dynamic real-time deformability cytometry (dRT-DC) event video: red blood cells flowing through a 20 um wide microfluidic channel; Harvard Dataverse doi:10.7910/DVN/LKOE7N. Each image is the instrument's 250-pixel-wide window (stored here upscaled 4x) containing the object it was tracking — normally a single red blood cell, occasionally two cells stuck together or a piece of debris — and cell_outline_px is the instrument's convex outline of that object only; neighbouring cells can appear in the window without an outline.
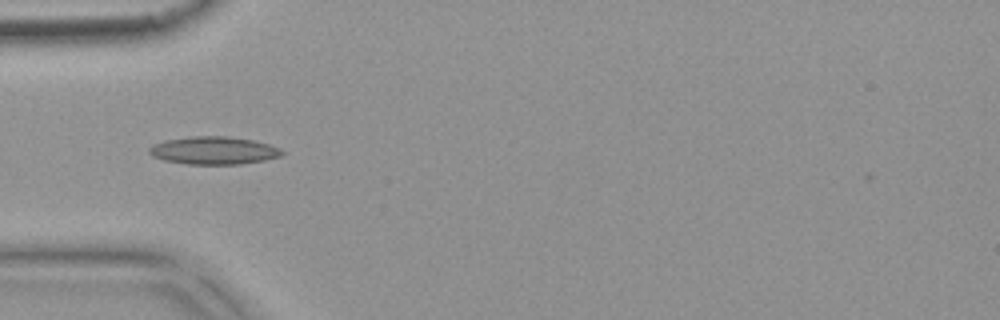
{"species": "common noctule bat (a hibernating species)", "species_latin": "Nyctalus noctula", "temperature_condition": "warm", "stored_images_in_passage": 38, "camera_frame_rate_fps": 3000, "um_per_image_px": 0.085, "animal": {"sex": "female", "body_mass_g": 18.4}, "frame": {"image": 1, "passage_image": 1, "time_ms": 0.0, "image_size_px": [1000, 320], "cell_outline_px": [[284, 152], [280, 156], [264, 160], [240, 164], [188, 164], [164, 160], [152, 156], [148, 152], [148, 148], [164, 140], [192, 136], [228, 136], [252, 140], [268, 144], [280, 148]], "centroid_in_image_um": [18.15, 12.79], "position_along_channel_um": 66.8, "area_um2": 21.39}}
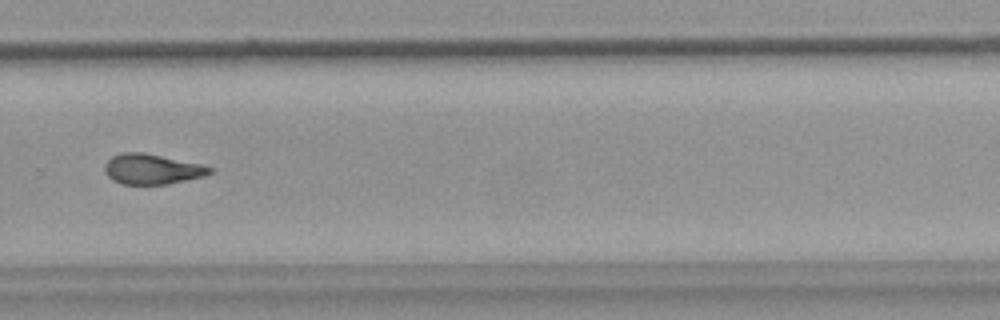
{"frame": {"image": 2, "passage_image": 21, "time_ms": 6.667, "image_size_px": [1000, 320], "cell_outline_px": [[212, 172], [204, 176], [168, 184], [120, 184], [112, 180], [108, 176], [104, 168], [104, 164], [112, 156], [120, 152], [144, 152], [200, 164], [212, 168]], "centroid_in_image_um": [12.88, 14.37], "position_along_channel_um": 316.9, "area_um2": 18.5}}
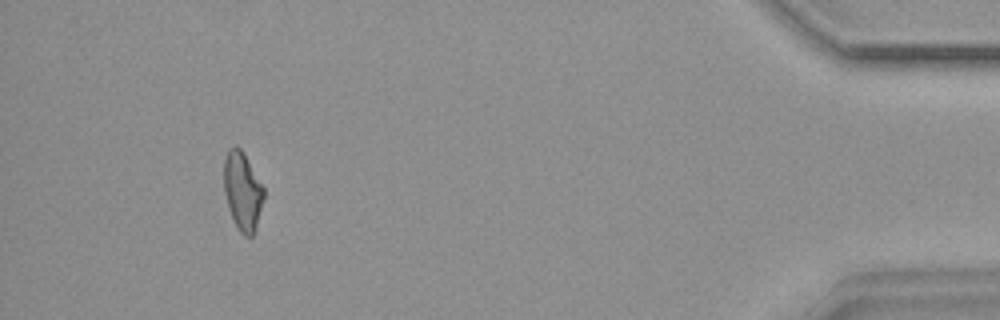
{"frame": {"image": 3, "passage_image": 34, "time_ms": 11.0, "image_size_px": [1000, 320], "cell_outline_px": [[264, 196], [256, 228], [252, 236], [244, 236], [240, 232], [228, 208], [224, 192], [224, 156], [228, 148], [236, 144], [244, 152], [264, 188]], "centroid_in_image_um": [20.6, 16.19], "position_along_channel_um": 414.6, "area_um2": 18.26}, "authors_computed_cell_mechanics": {"area_um2": 18.5249, "velocity_mm_per_s": 3.7639, "shape_relaxation_time_tau1_ms": 8.6372, "shape_relaxation_time_tau2_ms": 2.3081, "deformation_change_tau1": 0.2018, "deformation_change_tau2": 0.097}}